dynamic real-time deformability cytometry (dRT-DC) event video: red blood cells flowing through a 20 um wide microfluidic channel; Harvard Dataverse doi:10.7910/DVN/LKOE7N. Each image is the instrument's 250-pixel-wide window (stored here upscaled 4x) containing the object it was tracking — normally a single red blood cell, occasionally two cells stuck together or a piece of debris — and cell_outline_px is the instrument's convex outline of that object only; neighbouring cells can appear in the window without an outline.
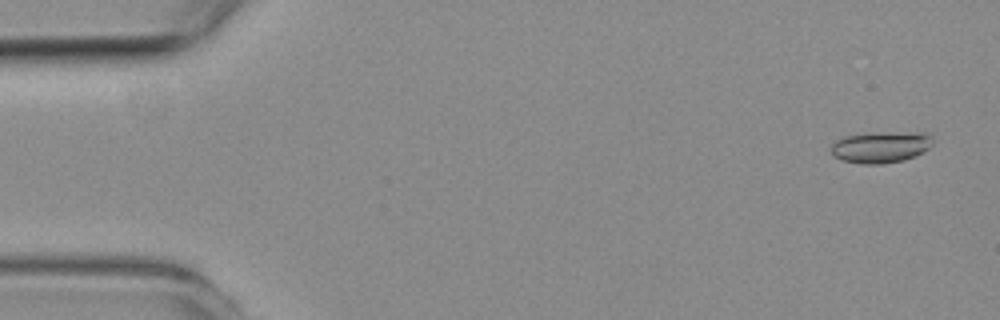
{"species": "common noctule bat (a hibernating species)", "species_latin": "Nyctalus noctula", "temperature_condition": "room temperature", "stored_images_in_passage": 3, "camera_frame_rate_fps": 3000, "um_per_image_px": 0.085, "animal": {"sex": "female", "body_mass_g": 19.3, "forearm_length_mm": 54.1}, "frame": {"image": 1, "passage_image": 1, "time_ms": 0.0, "image_size_px": [1000, 320], "cell_outline_px": [[932, 144], [924, 152], [916, 156], [904, 160], [884, 164], [864, 164], [844, 160], [832, 156], [832, 144], [836, 140], [844, 136], [880, 132], [928, 132], [932, 136]], "centroid_in_image_um": [74.91, 12.49], "position_along_channel_um": 10.1, "area_um2": 18.79}}